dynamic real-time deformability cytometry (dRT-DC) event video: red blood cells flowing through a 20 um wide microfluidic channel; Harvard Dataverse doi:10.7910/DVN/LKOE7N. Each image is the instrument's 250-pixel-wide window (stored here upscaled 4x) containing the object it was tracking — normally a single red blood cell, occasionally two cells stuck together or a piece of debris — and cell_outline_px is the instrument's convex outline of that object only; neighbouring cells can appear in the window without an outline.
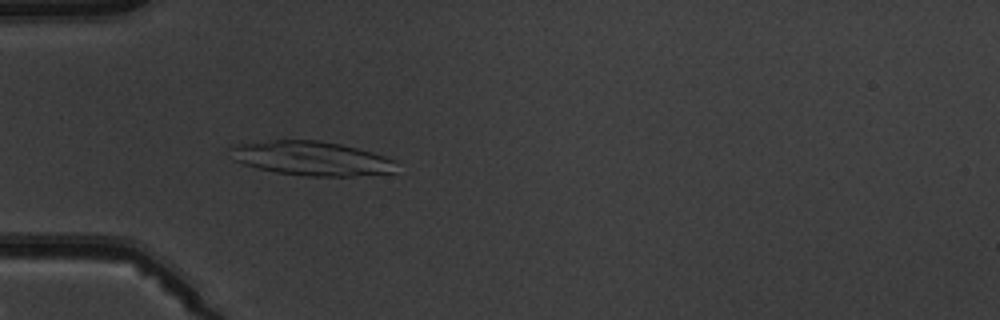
{"species": "common noctule bat (a hibernating species)", "species_latin": "Nyctalus noctula", "temperature_condition": "warm", "stored_images_in_passage": 5, "camera_frame_rate_fps": 3000, "um_per_image_px": 0.085, "animal": {"sex": "male", "body_mass_g": 19.5, "forearm_length_mm": 54.6}, "frame": {"image": 1, "passage_image": 5, "time_ms": 5.333, "image_size_px": [1000, 320], "cell_outline_px": [[396, 172], [352, 176], [304, 176], [276, 172], [244, 164], [232, 160], [228, 148], [232, 144], [272, 140], [320, 140], [340, 144], [372, 152], [396, 160]], "centroid_in_image_um": [26.44, 13.45], "position_along_channel_um": 58.6, "area_um2": 33.29}}